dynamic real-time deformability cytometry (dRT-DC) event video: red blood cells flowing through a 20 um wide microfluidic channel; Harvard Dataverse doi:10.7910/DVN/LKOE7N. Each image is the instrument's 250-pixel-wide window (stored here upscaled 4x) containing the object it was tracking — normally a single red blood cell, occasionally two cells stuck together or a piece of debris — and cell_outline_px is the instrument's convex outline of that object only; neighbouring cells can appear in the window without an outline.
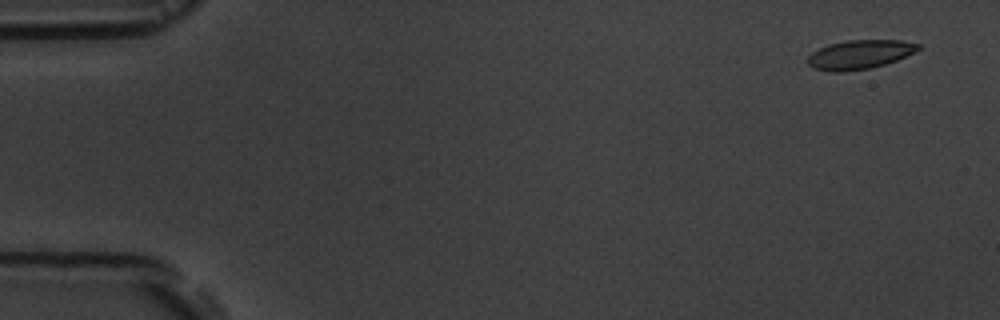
{"species": "common noctule bat (a hibernating species)", "species_latin": "Nyctalus noctula", "temperature_condition": "room temperature", "stored_images_in_passage": 5, "camera_frame_rate_fps": 3000, "um_per_image_px": 0.085, "animal": {"sex": "male", "body_mass_g": 19.5, "forearm_length_mm": 54.6}, "frame": {"image": 1, "passage_image": 1, "time_ms": 0.0, "image_size_px": [1000, 320], "cell_outline_px": [[920, 48], [896, 60], [872, 68], [840, 72], [832, 72], [812, 68], [808, 64], [808, 56], [812, 52], [828, 44], [848, 40], [900, 40], [920, 44]], "centroid_in_image_um": [73.03, 4.63], "position_along_channel_um": 12.0, "area_um2": 18.55}}
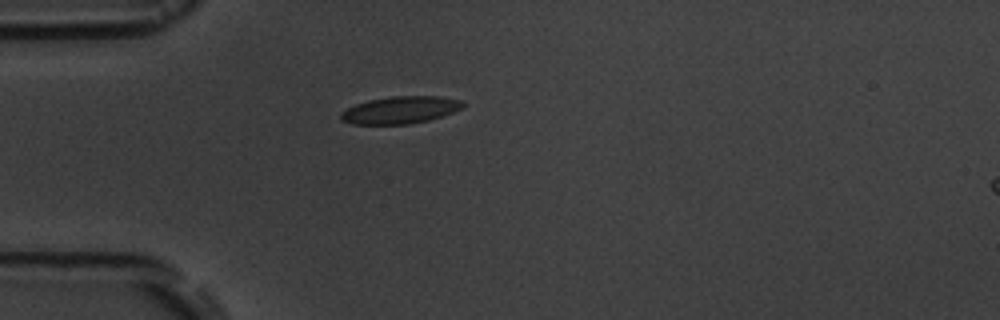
{"frame": {"image": 2, "passage_image": 4, "time_ms": 4.333, "image_size_px": [1000, 320], "cell_outline_px": [[464, 108], [428, 120], [408, 124], [352, 124], [340, 120], [340, 112], [356, 104], [368, 100], [392, 96], [440, 96], [460, 100], [464, 104]], "centroid_in_image_um": [34.0, 9.34], "position_along_channel_um": 51.0, "area_um2": 19.31}}